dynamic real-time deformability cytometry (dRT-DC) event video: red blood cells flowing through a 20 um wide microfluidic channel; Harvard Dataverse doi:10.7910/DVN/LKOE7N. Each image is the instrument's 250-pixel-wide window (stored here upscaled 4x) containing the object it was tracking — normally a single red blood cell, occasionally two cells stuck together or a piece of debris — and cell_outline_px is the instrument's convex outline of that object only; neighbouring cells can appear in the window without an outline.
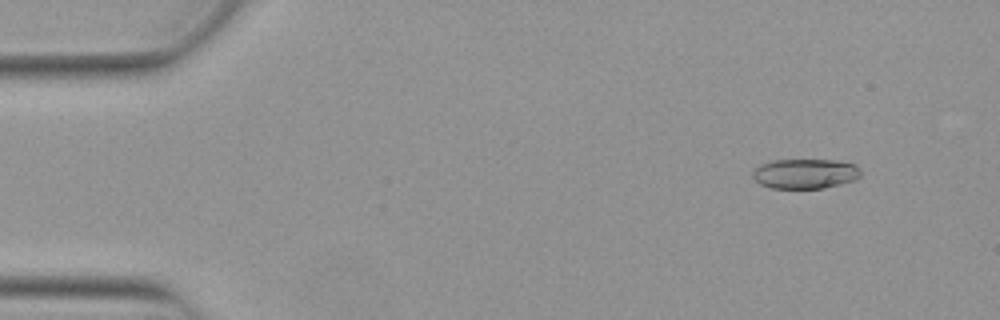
{"species": "Egyptian fruit bat (a non-hibernating species)", "species_latin": "Rousettus aegyptiacus", "temperature_condition": "warm", "stored_images_in_passage": 48, "camera_frame_rate_fps": 3000, "um_per_image_px": 0.085, "animal": {"sex": "female"}, "frame": {"image": 1, "passage_image": 1, "time_ms": 0.0, "image_size_px": [1000, 320], "cell_outline_px": [[860, 176], [856, 180], [824, 188], [772, 188], [760, 184], [752, 176], [752, 172], [760, 164], [772, 160], [836, 160], [856, 164], [860, 172]], "centroid_in_image_um": [68.44, 14.76], "position_along_channel_um": 16.6, "area_um2": 18.84}}
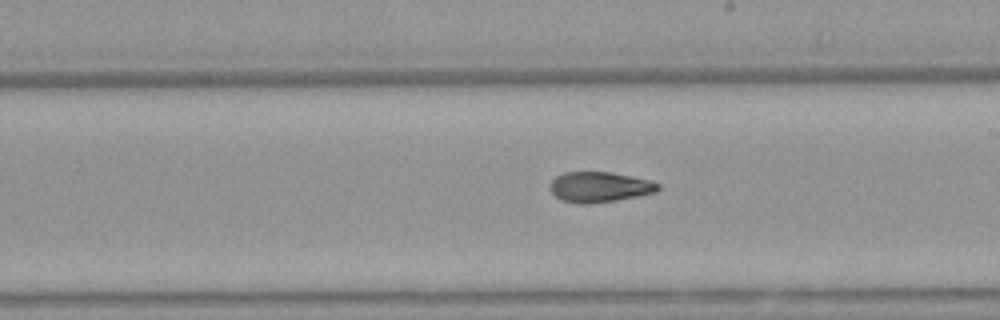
{"frame": {"image": 2, "passage_image": 26, "time_ms": 8.333, "image_size_px": [1000, 320], "cell_outline_px": [[660, 188], [656, 192], [640, 196], [616, 200], [588, 204], [580, 204], [560, 200], [548, 188], [552, 180], [556, 176], [564, 172], [612, 172], [632, 176], [648, 180], [660, 184]], "centroid_in_image_um": [50.95, 15.9], "position_along_channel_um": 238.1, "area_um2": 19.25}}
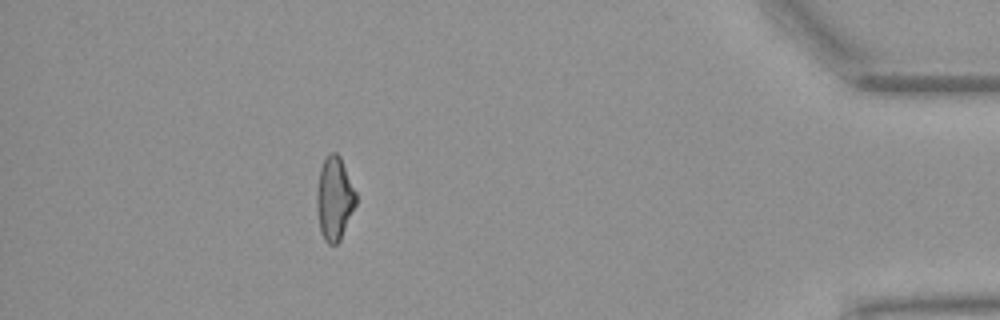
{"frame": {"image": 3, "passage_image": 43, "time_ms": 14.0, "image_size_px": [1000, 320], "cell_outline_px": [[356, 204], [340, 240], [336, 244], [328, 244], [324, 240], [320, 232], [316, 204], [316, 192], [320, 168], [324, 160], [332, 152], [336, 152], [340, 156], [356, 192]], "centroid_in_image_um": [28.41, 16.89], "position_along_channel_um": 406.8, "area_um2": 18.96}, "authors_computed_cell_mechanics": {"area_um2": 19.1896, "velocity_mm_per_s": 3.8996, "shape_relaxation_time_tau1_ms": 6.1606, "shape_relaxation_time_tau2_ms": 3.5959, "deformation_change_tau1": 0.203, "deformation_change_tau2": 0.1156}}